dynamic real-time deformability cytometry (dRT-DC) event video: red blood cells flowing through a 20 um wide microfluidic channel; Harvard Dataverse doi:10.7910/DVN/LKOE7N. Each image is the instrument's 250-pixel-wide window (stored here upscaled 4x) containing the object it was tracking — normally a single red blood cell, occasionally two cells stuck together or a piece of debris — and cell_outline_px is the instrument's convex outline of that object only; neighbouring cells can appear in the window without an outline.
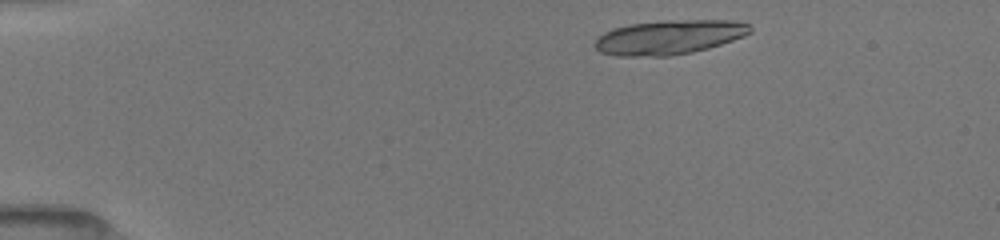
{"species": "common noctule bat (a hibernating species)", "species_latin": "Nyctalus noctula", "temperature_condition": "room temperature", "stored_images_in_passage": 3, "camera_frame_rate_fps": 3000, "um_per_image_px": 0.085, "animal": {"sex": "female", "body_mass_g": 19.5, "forearm_length_mm": 54.1}, "frame": {"image": 1, "passage_image": 1, "time_ms": 0.0, "image_size_px": [1000, 240], "cell_outline_px": [[752, 32], [744, 36], [708, 48], [692, 52], [668, 56], [616, 56], [600, 52], [596, 48], [596, 40], [604, 32], [612, 28], [628, 24], [664, 20], [732, 20], [748, 24], [752, 28]], "centroid_in_image_um": [56.87, 3.15], "position_along_channel_um": 28.1, "area_um2": 31.1}}